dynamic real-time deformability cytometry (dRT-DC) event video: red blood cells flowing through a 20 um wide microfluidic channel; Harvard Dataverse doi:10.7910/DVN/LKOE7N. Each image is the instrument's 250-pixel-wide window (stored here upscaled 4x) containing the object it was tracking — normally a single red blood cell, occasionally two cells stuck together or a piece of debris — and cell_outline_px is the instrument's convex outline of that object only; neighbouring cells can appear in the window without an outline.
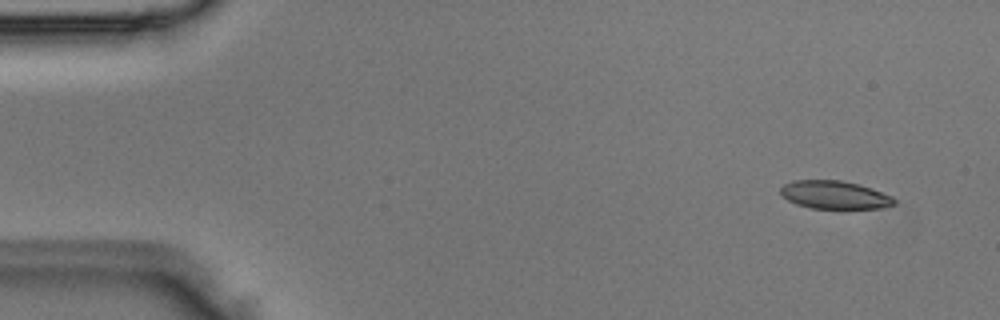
{"species": "Egyptian fruit bat (a non-hibernating species)", "species_latin": "Rousettus aegyptiacus", "temperature_condition": "room temperature", "stored_images_in_passage": 6, "camera_frame_rate_fps": 3000, "um_per_image_px": 0.085, "animal": {"sex": "male"}, "frame": {"image": 1, "passage_image": 2, "time_ms": 0.333, "image_size_px": [1000, 320], "cell_outline_px": [[896, 204], [880, 208], [812, 208], [796, 204], [788, 200], [780, 192], [780, 188], [784, 184], [792, 180], [840, 180], [860, 184], [872, 188], [892, 196], [896, 200]], "centroid_in_image_um": [70.95, 16.55], "position_along_channel_um": 14.0, "area_um2": 18.61}}